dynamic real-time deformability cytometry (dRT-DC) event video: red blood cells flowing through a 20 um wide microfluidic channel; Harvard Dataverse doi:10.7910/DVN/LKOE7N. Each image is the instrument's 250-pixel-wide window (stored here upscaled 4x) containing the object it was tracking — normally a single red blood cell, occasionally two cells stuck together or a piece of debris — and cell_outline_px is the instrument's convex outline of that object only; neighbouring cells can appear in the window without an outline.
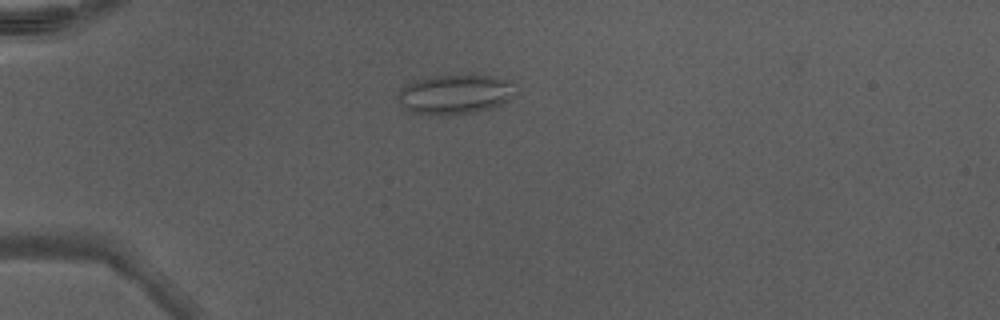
{"species": "Egyptian fruit bat (a non-hibernating species)", "species_latin": "Rousettus aegyptiacus", "temperature_condition": "warm", "stored_images_in_passage": 36, "camera_frame_rate_fps": 3000, "um_per_image_px": 0.085, "animal": {"sex": "male"}, "frame": {"image": 1, "passage_image": 2, "time_ms": 0.333, "image_size_px": [1000, 320], "cell_outline_px": [[516, 92], [508, 100], [492, 108], [476, 112], [444, 116], [408, 112], [396, 100], [396, 96], [408, 84], [416, 80], [432, 76], [496, 76], [512, 80]], "centroid_in_image_um": [38.69, 8.04], "position_along_channel_um": 46.3, "area_um2": 27.28}}
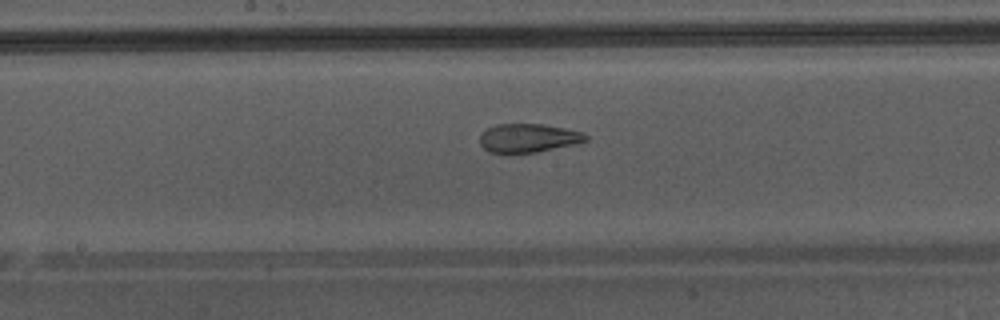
{"frame": {"image": 2, "passage_image": 15, "time_ms": 4.667, "image_size_px": [1000, 320], "cell_outline_px": [[588, 140], [576, 144], [536, 152], [508, 156], [488, 152], [480, 144], [480, 136], [488, 128], [496, 124], [544, 124], [584, 132], [588, 136]], "centroid_in_image_um": [44.89, 11.77], "position_along_channel_um": 203.3, "area_um2": 18.26}}
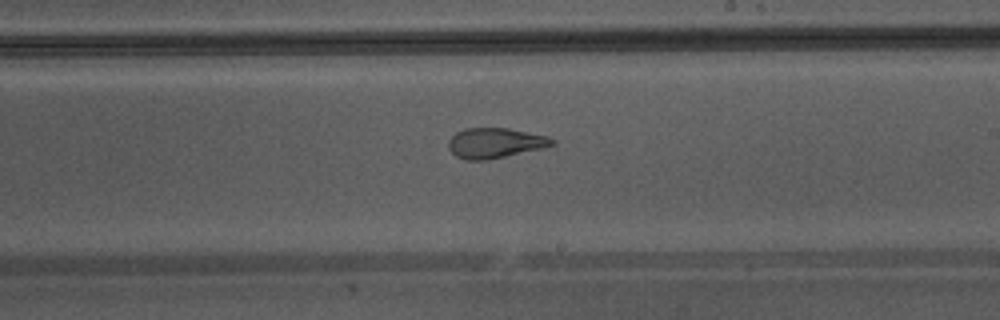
{"frame": {"image": 3, "passage_image": 18, "time_ms": 5.667, "image_size_px": [1000, 320], "cell_outline_px": [[556, 144], [544, 148], [488, 160], [464, 160], [456, 156], [448, 148], [448, 140], [456, 132], [464, 128], [508, 128], [548, 136], [556, 140]], "centroid_in_image_um": [42.09, 12.16], "position_along_channel_um": 246.9, "area_um2": 18.44}, "authors_computed_cell_mechanics": {"area_um2": 20.519, "velocity_mm_per_s": 4.3743, "shape_relaxation_time_tau1_ms": null, "shape_relaxation_time_tau2_ms": 1.4074, "deformation_change_tau1": null, "deformation_change_tau2": 0.0953}}